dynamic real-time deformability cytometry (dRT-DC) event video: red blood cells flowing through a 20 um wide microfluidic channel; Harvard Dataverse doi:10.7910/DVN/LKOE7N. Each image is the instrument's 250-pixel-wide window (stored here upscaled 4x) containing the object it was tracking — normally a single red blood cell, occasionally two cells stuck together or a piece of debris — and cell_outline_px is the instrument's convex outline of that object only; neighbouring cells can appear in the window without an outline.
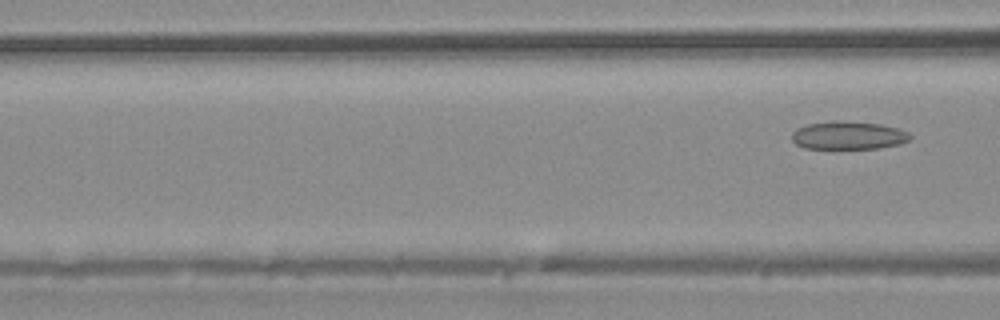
{"species": "common noctule bat (a hibernating species)", "species_latin": "Nyctalus noctula", "temperature_condition": "warm", "stored_images_in_passage": 5, "camera_frame_rate_fps": 3000, "um_per_image_px": 0.085, "animal": {"sex": "male", "body_mass_g": 20.4}, "frame": {"image": 1, "passage_image": 5, "time_ms": 5.667, "image_size_px": [1000, 320], "cell_outline_px": [[912, 136], [908, 140], [900, 144], [880, 148], [804, 148], [796, 144], [792, 140], [792, 132], [796, 128], [808, 124], [836, 120], [844, 120], [880, 124], [896, 128], [908, 132]], "centroid_in_image_um": [72.09, 11.5], "position_along_channel_um": 94.5, "area_um2": 19.36}}